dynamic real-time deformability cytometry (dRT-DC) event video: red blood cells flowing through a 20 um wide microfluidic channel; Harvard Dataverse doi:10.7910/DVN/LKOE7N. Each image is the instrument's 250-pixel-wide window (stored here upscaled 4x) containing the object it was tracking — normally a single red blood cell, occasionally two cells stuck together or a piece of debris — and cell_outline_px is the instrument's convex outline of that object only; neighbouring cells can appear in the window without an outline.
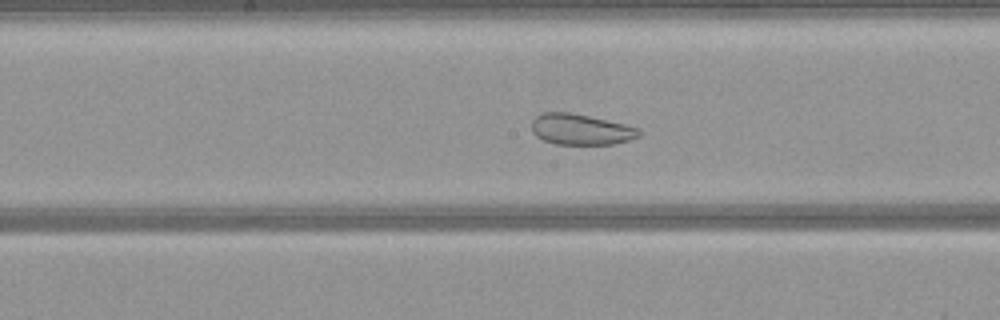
{"species": "common noctule bat (a hibernating species)", "species_latin": "Nyctalus noctula", "temperature_condition": "warm", "stored_images_in_passage": 38, "camera_frame_rate_fps": 3000, "um_per_image_px": 0.085, "animal": {"sex": "female", "body_mass_g": 21.9}, "frame": {"image": 1, "passage_image": 12, "time_ms": 3.667, "image_size_px": [1000, 320], "cell_outline_px": [[640, 136], [628, 140], [612, 144], [556, 144], [544, 140], [536, 136], [532, 132], [532, 120], [540, 112], [572, 112], [624, 124], [640, 128]], "centroid_in_image_um": [49.34, 10.99], "position_along_channel_um": 198.9, "area_um2": 19.31}}
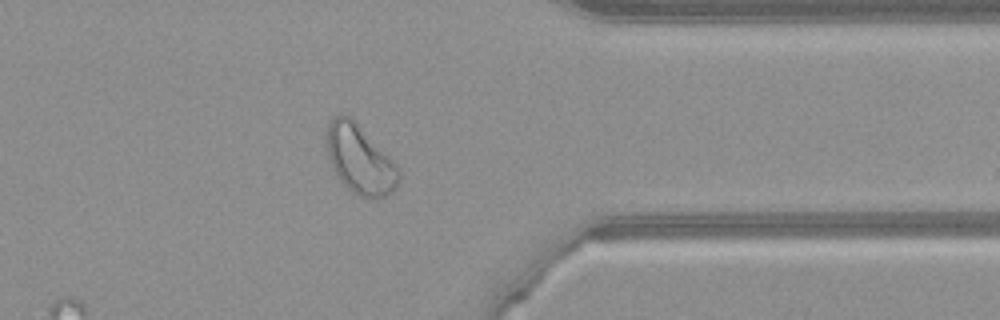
{"frame": {"image": 2, "passage_image": 27, "time_ms": 8.667, "image_size_px": [1000, 320], "cell_outline_px": [[400, 180], [396, 188], [392, 192], [384, 196], [360, 196], [352, 192], [336, 176], [328, 160], [328, 120], [336, 116], [352, 116], [356, 120], [400, 168]], "centroid_in_image_um": [30.61, 13.54], "position_along_channel_um": 380.8, "area_um2": 28.78}}